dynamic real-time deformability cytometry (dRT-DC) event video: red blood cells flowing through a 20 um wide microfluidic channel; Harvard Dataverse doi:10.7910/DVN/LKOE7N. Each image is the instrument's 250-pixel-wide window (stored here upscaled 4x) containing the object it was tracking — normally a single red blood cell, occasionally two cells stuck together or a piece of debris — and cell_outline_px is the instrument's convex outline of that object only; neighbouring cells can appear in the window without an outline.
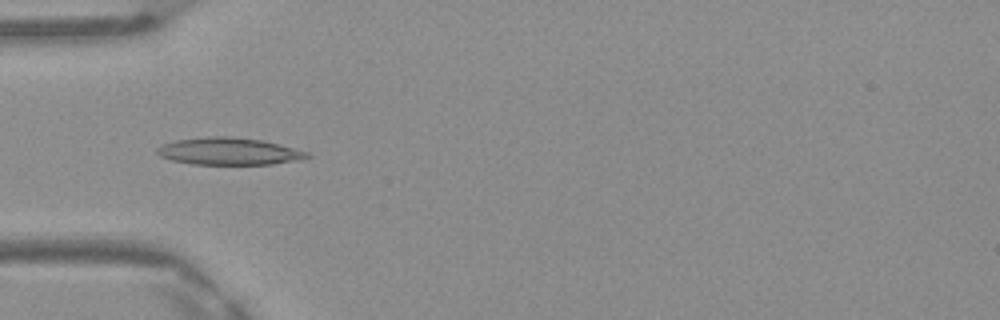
{"species": "Egyptian fruit bat (a non-hibernating species)", "species_latin": "Rousettus aegyptiacus", "temperature_condition": "warm", "stored_images_in_passage": 48, "camera_frame_rate_fps": 3000, "um_per_image_px": 0.085, "frame": {"image": 1, "passage_image": 15, "time_ms": 4.667, "image_size_px": [1000, 320], "cell_outline_px": [[312, 156], [300, 160], [272, 164], [192, 164], [172, 160], [160, 156], [156, 152], [156, 148], [164, 144], [176, 140], [204, 136], [228, 136], [260, 140], [308, 152]], "centroid_in_image_um": [19.43, 12.86], "position_along_channel_um": 65.6, "area_um2": 23.58}}
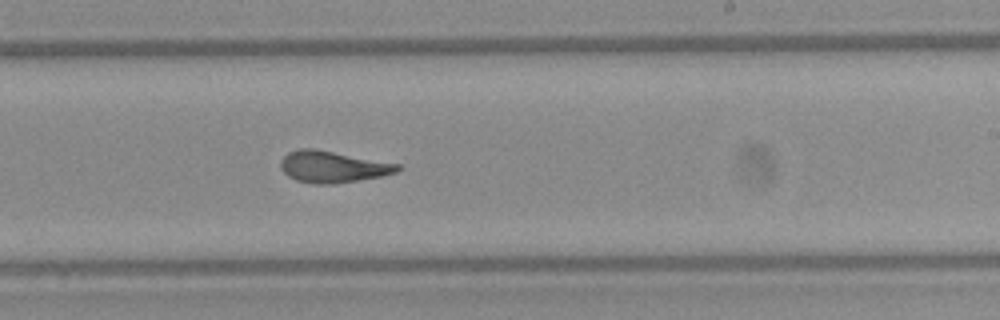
{"frame": {"image": 2, "passage_image": 29, "time_ms": 9.333, "image_size_px": [1000, 320], "cell_outline_px": [[404, 168], [396, 172], [384, 176], [332, 184], [316, 184], [296, 180], [288, 176], [280, 168], [280, 160], [288, 152], [300, 148], [312, 148], [400, 164]], "centroid_in_image_um": [28.29, 14.18], "position_along_channel_um": 260.7, "area_um2": 21.5}}
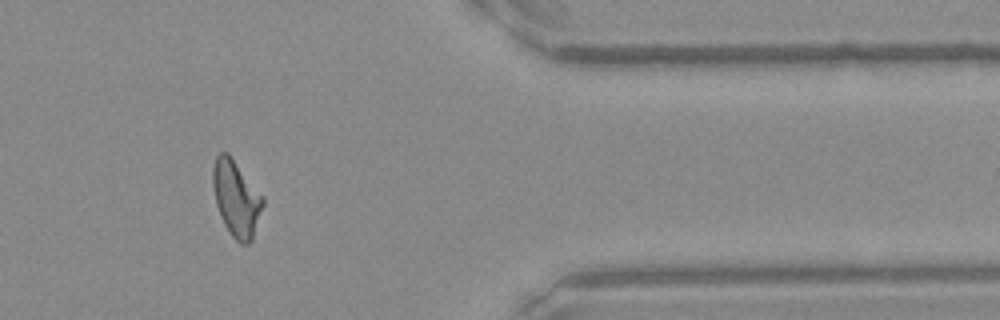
{"frame": {"image": 3, "passage_image": 40, "time_ms": 13.0, "image_size_px": [1000, 320], "cell_outline_px": [[264, 204], [252, 240], [248, 244], [240, 244], [228, 232], [220, 216], [216, 204], [212, 184], [212, 168], [216, 156], [220, 152], [228, 152], [264, 196]], "centroid_in_image_um": [20.08, 16.86], "position_along_channel_um": 391.3, "area_um2": 22.43}, "authors_computed_cell_mechanics": {"area_um2": 21.964, "velocity_mm_per_s": 4.1843, "shape_relaxation_time_tau1_ms": null, "shape_relaxation_time_tau2_ms": 1.504, "deformation_change_tau1": null, "deformation_change_tau2": 0.0974}}